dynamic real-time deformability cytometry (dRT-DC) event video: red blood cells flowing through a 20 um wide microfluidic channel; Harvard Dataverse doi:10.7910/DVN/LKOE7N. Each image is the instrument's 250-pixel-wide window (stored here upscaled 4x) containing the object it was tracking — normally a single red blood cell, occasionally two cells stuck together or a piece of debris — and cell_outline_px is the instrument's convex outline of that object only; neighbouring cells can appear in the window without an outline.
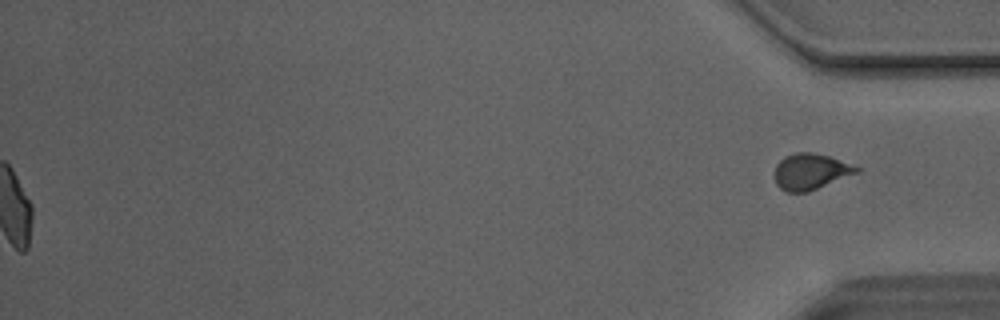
{"species": "Egyptian fruit bat (a non-hibernating species)", "species_latin": "Rousettus aegyptiacus", "temperature_condition": "room temperature", "stored_images_in_passage": 35, "camera_frame_rate_fps": 3000, "um_per_image_px": 0.085, "animal": {"sex": "male"}, "frame": {"image": 1, "passage_image": 35, "time_ms": 11.333, "image_size_px": [1000, 320], "cell_outline_px": [[864, 168], [860, 172], [808, 192], [788, 192], [780, 188], [776, 184], [776, 164], [784, 156], [796, 152], [812, 152], [828, 156]], "centroid_in_image_um": [68.94, 14.58], "position_along_channel_um": 366.3, "area_um2": 17.28}, "authors_computed_cell_mechanics": {"area_um2": 18.6694, "velocity_mm_per_s": 4.1273, "shape_relaxation_time_tau1_ms": 5.5781, "shape_relaxation_time_tau2_ms": 2.6121, "deformation_change_tau1": 0.1475, "deformation_change_tau2": 0.0819}}